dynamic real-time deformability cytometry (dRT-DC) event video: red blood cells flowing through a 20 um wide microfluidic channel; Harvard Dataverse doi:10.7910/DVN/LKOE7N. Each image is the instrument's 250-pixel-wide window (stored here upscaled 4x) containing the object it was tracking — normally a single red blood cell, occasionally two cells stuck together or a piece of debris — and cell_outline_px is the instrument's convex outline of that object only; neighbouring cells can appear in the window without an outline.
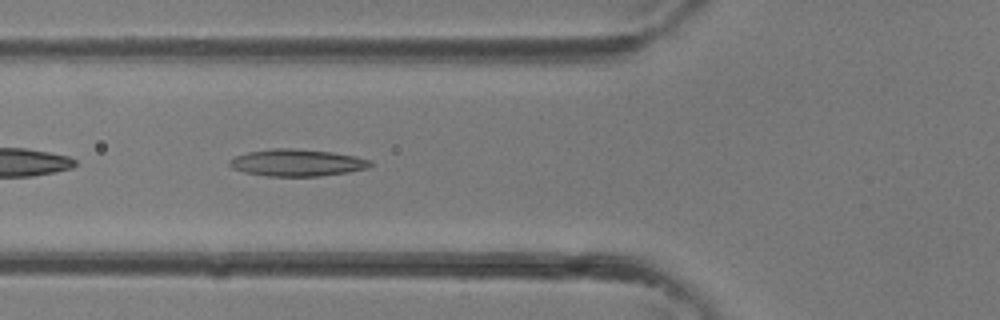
{"species": "common noctule bat (a hibernating species)", "species_latin": "Nyctalus noctula", "temperature_condition": "room temperature", "stored_images_in_passage": 37, "camera_frame_rate_fps": 3000, "um_per_image_px": 0.085, "animal": {"sex": "female"}, "frame": {"image": 1, "passage_image": 13, "time_ms": 4.0, "image_size_px": [1000, 320], "cell_outline_px": [[372, 164], [368, 168], [348, 172], [320, 176], [264, 176], [244, 172], [232, 168], [228, 164], [228, 160], [236, 156], [248, 152], [272, 148], [292, 148], [332, 152], [356, 156], [372, 160]], "centroid_in_image_um": [25.24, 13.83], "position_along_channel_um": 100.6, "area_um2": 22.25}}
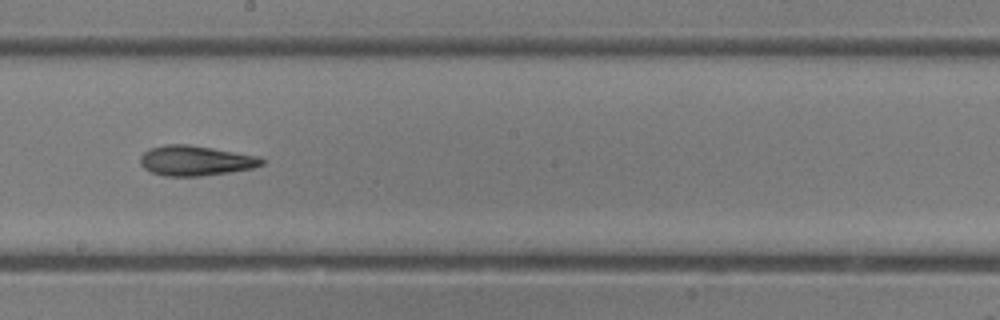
{"frame": {"image": 2, "passage_image": 20, "time_ms": 6.333, "image_size_px": [1000, 320], "cell_outline_px": [[264, 164], [252, 168], [228, 172], [200, 176], [164, 176], [152, 172], [144, 168], [140, 164], [140, 156], [144, 152], [152, 148], [164, 144], [188, 144], [212, 148], [256, 156], [264, 160]], "centroid_in_image_um": [16.58, 13.65], "position_along_channel_um": 231.6, "area_um2": 21.04}}
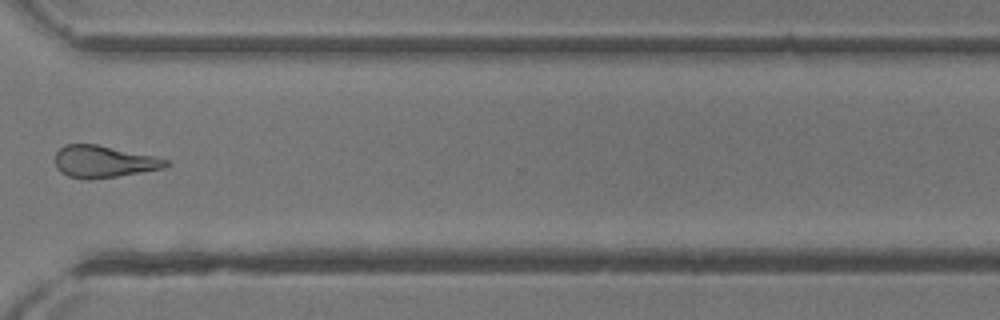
{"frame": {"image": 3, "passage_image": 27, "time_ms": 8.667, "image_size_px": [1000, 320], "cell_outline_px": [[172, 164], [164, 168], [92, 180], [88, 180], [68, 176], [60, 172], [56, 168], [56, 152], [64, 144], [96, 144], [152, 156], [168, 160]], "centroid_in_image_um": [8.79, 13.74], "position_along_channel_um": 361.8, "area_um2": 20.52}}